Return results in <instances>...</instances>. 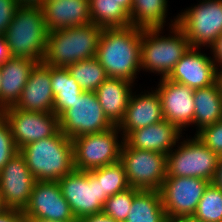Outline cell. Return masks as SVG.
Listing matches in <instances>:
<instances>
[{
  "mask_svg": "<svg viewBox=\"0 0 222 222\" xmlns=\"http://www.w3.org/2000/svg\"><path fill=\"white\" fill-rule=\"evenodd\" d=\"M141 36L142 28L132 25L103 29L96 58L109 77L134 83L141 71Z\"/></svg>",
  "mask_w": 222,
  "mask_h": 222,
  "instance_id": "cell-1",
  "label": "cell"
},
{
  "mask_svg": "<svg viewBox=\"0 0 222 222\" xmlns=\"http://www.w3.org/2000/svg\"><path fill=\"white\" fill-rule=\"evenodd\" d=\"M48 32L41 5H19L4 35L10 56L42 62Z\"/></svg>",
  "mask_w": 222,
  "mask_h": 222,
  "instance_id": "cell-2",
  "label": "cell"
},
{
  "mask_svg": "<svg viewBox=\"0 0 222 222\" xmlns=\"http://www.w3.org/2000/svg\"><path fill=\"white\" fill-rule=\"evenodd\" d=\"M19 152L37 181H58L75 169L73 142L61 131L29 143Z\"/></svg>",
  "mask_w": 222,
  "mask_h": 222,
  "instance_id": "cell-3",
  "label": "cell"
},
{
  "mask_svg": "<svg viewBox=\"0 0 222 222\" xmlns=\"http://www.w3.org/2000/svg\"><path fill=\"white\" fill-rule=\"evenodd\" d=\"M170 33L162 36L163 28H142L141 69L167 78L174 66L191 47L184 31L177 25L178 17L170 20Z\"/></svg>",
  "mask_w": 222,
  "mask_h": 222,
  "instance_id": "cell-4",
  "label": "cell"
},
{
  "mask_svg": "<svg viewBox=\"0 0 222 222\" xmlns=\"http://www.w3.org/2000/svg\"><path fill=\"white\" fill-rule=\"evenodd\" d=\"M103 31L93 23L48 32L43 62L67 68L73 63L96 57Z\"/></svg>",
  "mask_w": 222,
  "mask_h": 222,
  "instance_id": "cell-5",
  "label": "cell"
},
{
  "mask_svg": "<svg viewBox=\"0 0 222 222\" xmlns=\"http://www.w3.org/2000/svg\"><path fill=\"white\" fill-rule=\"evenodd\" d=\"M184 139L166 155L167 177H196L212 182L219 156L195 135Z\"/></svg>",
  "mask_w": 222,
  "mask_h": 222,
  "instance_id": "cell-6",
  "label": "cell"
},
{
  "mask_svg": "<svg viewBox=\"0 0 222 222\" xmlns=\"http://www.w3.org/2000/svg\"><path fill=\"white\" fill-rule=\"evenodd\" d=\"M119 132L118 126H113L104 132L73 138L75 170L89 172L120 161L124 139L118 140Z\"/></svg>",
  "mask_w": 222,
  "mask_h": 222,
  "instance_id": "cell-7",
  "label": "cell"
},
{
  "mask_svg": "<svg viewBox=\"0 0 222 222\" xmlns=\"http://www.w3.org/2000/svg\"><path fill=\"white\" fill-rule=\"evenodd\" d=\"M130 187L138 190H159L167 177L166 154L130 147L125 141L120 151Z\"/></svg>",
  "mask_w": 222,
  "mask_h": 222,
  "instance_id": "cell-8",
  "label": "cell"
},
{
  "mask_svg": "<svg viewBox=\"0 0 222 222\" xmlns=\"http://www.w3.org/2000/svg\"><path fill=\"white\" fill-rule=\"evenodd\" d=\"M177 17L191 47H209L222 34V0H202Z\"/></svg>",
  "mask_w": 222,
  "mask_h": 222,
  "instance_id": "cell-9",
  "label": "cell"
},
{
  "mask_svg": "<svg viewBox=\"0 0 222 222\" xmlns=\"http://www.w3.org/2000/svg\"><path fill=\"white\" fill-rule=\"evenodd\" d=\"M60 131L71 140L81 135L100 133L114 125L108 120L95 92H83L80 98L59 116Z\"/></svg>",
  "mask_w": 222,
  "mask_h": 222,
  "instance_id": "cell-10",
  "label": "cell"
},
{
  "mask_svg": "<svg viewBox=\"0 0 222 222\" xmlns=\"http://www.w3.org/2000/svg\"><path fill=\"white\" fill-rule=\"evenodd\" d=\"M62 195L69 203L75 218L101 213L105 201L101 180L90 172L73 170L58 180Z\"/></svg>",
  "mask_w": 222,
  "mask_h": 222,
  "instance_id": "cell-11",
  "label": "cell"
},
{
  "mask_svg": "<svg viewBox=\"0 0 222 222\" xmlns=\"http://www.w3.org/2000/svg\"><path fill=\"white\" fill-rule=\"evenodd\" d=\"M209 183L196 177H166L159 193L168 221L192 216Z\"/></svg>",
  "mask_w": 222,
  "mask_h": 222,
  "instance_id": "cell-12",
  "label": "cell"
},
{
  "mask_svg": "<svg viewBox=\"0 0 222 222\" xmlns=\"http://www.w3.org/2000/svg\"><path fill=\"white\" fill-rule=\"evenodd\" d=\"M10 125L11 133L18 150L25 145L60 131L59 117L54 112H36L6 108L1 113Z\"/></svg>",
  "mask_w": 222,
  "mask_h": 222,
  "instance_id": "cell-13",
  "label": "cell"
},
{
  "mask_svg": "<svg viewBox=\"0 0 222 222\" xmlns=\"http://www.w3.org/2000/svg\"><path fill=\"white\" fill-rule=\"evenodd\" d=\"M36 182L25 157L17 152L0 170V197L4 207L23 211Z\"/></svg>",
  "mask_w": 222,
  "mask_h": 222,
  "instance_id": "cell-14",
  "label": "cell"
},
{
  "mask_svg": "<svg viewBox=\"0 0 222 222\" xmlns=\"http://www.w3.org/2000/svg\"><path fill=\"white\" fill-rule=\"evenodd\" d=\"M24 217L45 220H71L75 216L64 199L58 181H37L24 210Z\"/></svg>",
  "mask_w": 222,
  "mask_h": 222,
  "instance_id": "cell-15",
  "label": "cell"
},
{
  "mask_svg": "<svg viewBox=\"0 0 222 222\" xmlns=\"http://www.w3.org/2000/svg\"><path fill=\"white\" fill-rule=\"evenodd\" d=\"M156 88L162 103L164 120L181 131L194 124V90L184 84L161 78ZM185 128V129H183Z\"/></svg>",
  "mask_w": 222,
  "mask_h": 222,
  "instance_id": "cell-16",
  "label": "cell"
},
{
  "mask_svg": "<svg viewBox=\"0 0 222 222\" xmlns=\"http://www.w3.org/2000/svg\"><path fill=\"white\" fill-rule=\"evenodd\" d=\"M167 79L184 84L193 90L205 88L215 83L216 67L211 56L201 53L198 47H190Z\"/></svg>",
  "mask_w": 222,
  "mask_h": 222,
  "instance_id": "cell-17",
  "label": "cell"
},
{
  "mask_svg": "<svg viewBox=\"0 0 222 222\" xmlns=\"http://www.w3.org/2000/svg\"><path fill=\"white\" fill-rule=\"evenodd\" d=\"M132 94L129 98L124 118L118 125L119 130L122 131L120 132L122 139L131 131L164 120L161 98L157 90L137 95L132 92Z\"/></svg>",
  "mask_w": 222,
  "mask_h": 222,
  "instance_id": "cell-18",
  "label": "cell"
},
{
  "mask_svg": "<svg viewBox=\"0 0 222 222\" xmlns=\"http://www.w3.org/2000/svg\"><path fill=\"white\" fill-rule=\"evenodd\" d=\"M13 107L27 111L53 112L50 65L43 61L34 65L21 96Z\"/></svg>",
  "mask_w": 222,
  "mask_h": 222,
  "instance_id": "cell-19",
  "label": "cell"
},
{
  "mask_svg": "<svg viewBox=\"0 0 222 222\" xmlns=\"http://www.w3.org/2000/svg\"><path fill=\"white\" fill-rule=\"evenodd\" d=\"M182 131L167 120L131 131L124 141L132 148L168 154L177 146Z\"/></svg>",
  "mask_w": 222,
  "mask_h": 222,
  "instance_id": "cell-20",
  "label": "cell"
},
{
  "mask_svg": "<svg viewBox=\"0 0 222 222\" xmlns=\"http://www.w3.org/2000/svg\"><path fill=\"white\" fill-rule=\"evenodd\" d=\"M41 7L48 31L91 23L89 0L43 1Z\"/></svg>",
  "mask_w": 222,
  "mask_h": 222,
  "instance_id": "cell-21",
  "label": "cell"
},
{
  "mask_svg": "<svg viewBox=\"0 0 222 222\" xmlns=\"http://www.w3.org/2000/svg\"><path fill=\"white\" fill-rule=\"evenodd\" d=\"M36 63L37 61L27 58L10 57L0 64L1 113L17 103Z\"/></svg>",
  "mask_w": 222,
  "mask_h": 222,
  "instance_id": "cell-22",
  "label": "cell"
},
{
  "mask_svg": "<svg viewBox=\"0 0 222 222\" xmlns=\"http://www.w3.org/2000/svg\"><path fill=\"white\" fill-rule=\"evenodd\" d=\"M132 84L123 78L108 77L95 91L104 114L114 126L124 118Z\"/></svg>",
  "mask_w": 222,
  "mask_h": 222,
  "instance_id": "cell-23",
  "label": "cell"
},
{
  "mask_svg": "<svg viewBox=\"0 0 222 222\" xmlns=\"http://www.w3.org/2000/svg\"><path fill=\"white\" fill-rule=\"evenodd\" d=\"M194 125L196 133L222 120V95L216 83L194 90Z\"/></svg>",
  "mask_w": 222,
  "mask_h": 222,
  "instance_id": "cell-24",
  "label": "cell"
},
{
  "mask_svg": "<svg viewBox=\"0 0 222 222\" xmlns=\"http://www.w3.org/2000/svg\"><path fill=\"white\" fill-rule=\"evenodd\" d=\"M51 87L54 95L53 112L59 117L84 92L67 68L50 66Z\"/></svg>",
  "mask_w": 222,
  "mask_h": 222,
  "instance_id": "cell-25",
  "label": "cell"
},
{
  "mask_svg": "<svg viewBox=\"0 0 222 222\" xmlns=\"http://www.w3.org/2000/svg\"><path fill=\"white\" fill-rule=\"evenodd\" d=\"M124 222H169L159 190H137Z\"/></svg>",
  "mask_w": 222,
  "mask_h": 222,
  "instance_id": "cell-26",
  "label": "cell"
},
{
  "mask_svg": "<svg viewBox=\"0 0 222 222\" xmlns=\"http://www.w3.org/2000/svg\"><path fill=\"white\" fill-rule=\"evenodd\" d=\"M167 0H133L130 23L139 28H164L167 18Z\"/></svg>",
  "mask_w": 222,
  "mask_h": 222,
  "instance_id": "cell-27",
  "label": "cell"
},
{
  "mask_svg": "<svg viewBox=\"0 0 222 222\" xmlns=\"http://www.w3.org/2000/svg\"><path fill=\"white\" fill-rule=\"evenodd\" d=\"M91 23L104 28L130 26V13L116 0H89Z\"/></svg>",
  "mask_w": 222,
  "mask_h": 222,
  "instance_id": "cell-28",
  "label": "cell"
},
{
  "mask_svg": "<svg viewBox=\"0 0 222 222\" xmlns=\"http://www.w3.org/2000/svg\"><path fill=\"white\" fill-rule=\"evenodd\" d=\"M67 69L85 92H95L109 77L96 57L73 63Z\"/></svg>",
  "mask_w": 222,
  "mask_h": 222,
  "instance_id": "cell-29",
  "label": "cell"
},
{
  "mask_svg": "<svg viewBox=\"0 0 222 222\" xmlns=\"http://www.w3.org/2000/svg\"><path fill=\"white\" fill-rule=\"evenodd\" d=\"M89 172L97 180H101L102 194L107 198L130 187L124 166L120 161Z\"/></svg>",
  "mask_w": 222,
  "mask_h": 222,
  "instance_id": "cell-30",
  "label": "cell"
},
{
  "mask_svg": "<svg viewBox=\"0 0 222 222\" xmlns=\"http://www.w3.org/2000/svg\"><path fill=\"white\" fill-rule=\"evenodd\" d=\"M192 216L202 222H222V190L210 182Z\"/></svg>",
  "mask_w": 222,
  "mask_h": 222,
  "instance_id": "cell-31",
  "label": "cell"
},
{
  "mask_svg": "<svg viewBox=\"0 0 222 222\" xmlns=\"http://www.w3.org/2000/svg\"><path fill=\"white\" fill-rule=\"evenodd\" d=\"M138 189H128L110 196L104 203L102 212L111 216L115 221L124 222L132 206L135 192Z\"/></svg>",
  "mask_w": 222,
  "mask_h": 222,
  "instance_id": "cell-32",
  "label": "cell"
},
{
  "mask_svg": "<svg viewBox=\"0 0 222 222\" xmlns=\"http://www.w3.org/2000/svg\"><path fill=\"white\" fill-rule=\"evenodd\" d=\"M17 152L10 125L0 113V170Z\"/></svg>",
  "mask_w": 222,
  "mask_h": 222,
  "instance_id": "cell-33",
  "label": "cell"
},
{
  "mask_svg": "<svg viewBox=\"0 0 222 222\" xmlns=\"http://www.w3.org/2000/svg\"><path fill=\"white\" fill-rule=\"evenodd\" d=\"M195 136L212 152L222 155V120L202 128Z\"/></svg>",
  "mask_w": 222,
  "mask_h": 222,
  "instance_id": "cell-34",
  "label": "cell"
},
{
  "mask_svg": "<svg viewBox=\"0 0 222 222\" xmlns=\"http://www.w3.org/2000/svg\"><path fill=\"white\" fill-rule=\"evenodd\" d=\"M19 5L17 0H0L1 35H5Z\"/></svg>",
  "mask_w": 222,
  "mask_h": 222,
  "instance_id": "cell-35",
  "label": "cell"
},
{
  "mask_svg": "<svg viewBox=\"0 0 222 222\" xmlns=\"http://www.w3.org/2000/svg\"><path fill=\"white\" fill-rule=\"evenodd\" d=\"M216 69L222 68V34L209 46ZM219 65V66H218Z\"/></svg>",
  "mask_w": 222,
  "mask_h": 222,
  "instance_id": "cell-36",
  "label": "cell"
},
{
  "mask_svg": "<svg viewBox=\"0 0 222 222\" xmlns=\"http://www.w3.org/2000/svg\"><path fill=\"white\" fill-rule=\"evenodd\" d=\"M0 222H25L24 213L20 210L6 208L0 213Z\"/></svg>",
  "mask_w": 222,
  "mask_h": 222,
  "instance_id": "cell-37",
  "label": "cell"
},
{
  "mask_svg": "<svg viewBox=\"0 0 222 222\" xmlns=\"http://www.w3.org/2000/svg\"><path fill=\"white\" fill-rule=\"evenodd\" d=\"M78 222H118L115 221L111 216L105 213H97L83 216L78 219Z\"/></svg>",
  "mask_w": 222,
  "mask_h": 222,
  "instance_id": "cell-38",
  "label": "cell"
},
{
  "mask_svg": "<svg viewBox=\"0 0 222 222\" xmlns=\"http://www.w3.org/2000/svg\"><path fill=\"white\" fill-rule=\"evenodd\" d=\"M8 45L4 35L0 34V64H3L10 58Z\"/></svg>",
  "mask_w": 222,
  "mask_h": 222,
  "instance_id": "cell-39",
  "label": "cell"
},
{
  "mask_svg": "<svg viewBox=\"0 0 222 222\" xmlns=\"http://www.w3.org/2000/svg\"><path fill=\"white\" fill-rule=\"evenodd\" d=\"M212 183L222 190V155L219 156L218 166L215 172V176L212 180Z\"/></svg>",
  "mask_w": 222,
  "mask_h": 222,
  "instance_id": "cell-40",
  "label": "cell"
},
{
  "mask_svg": "<svg viewBox=\"0 0 222 222\" xmlns=\"http://www.w3.org/2000/svg\"><path fill=\"white\" fill-rule=\"evenodd\" d=\"M25 222H78V218L71 219V220H57V221H52V220H45L37 217H25Z\"/></svg>",
  "mask_w": 222,
  "mask_h": 222,
  "instance_id": "cell-41",
  "label": "cell"
},
{
  "mask_svg": "<svg viewBox=\"0 0 222 222\" xmlns=\"http://www.w3.org/2000/svg\"><path fill=\"white\" fill-rule=\"evenodd\" d=\"M215 83L218 86V89L222 95V68H218L216 69V79H215Z\"/></svg>",
  "mask_w": 222,
  "mask_h": 222,
  "instance_id": "cell-42",
  "label": "cell"
},
{
  "mask_svg": "<svg viewBox=\"0 0 222 222\" xmlns=\"http://www.w3.org/2000/svg\"><path fill=\"white\" fill-rule=\"evenodd\" d=\"M170 222H202V221L194 218L193 216H182Z\"/></svg>",
  "mask_w": 222,
  "mask_h": 222,
  "instance_id": "cell-43",
  "label": "cell"
},
{
  "mask_svg": "<svg viewBox=\"0 0 222 222\" xmlns=\"http://www.w3.org/2000/svg\"><path fill=\"white\" fill-rule=\"evenodd\" d=\"M116 1L120 2V5L130 13L133 5V0H116Z\"/></svg>",
  "mask_w": 222,
  "mask_h": 222,
  "instance_id": "cell-44",
  "label": "cell"
},
{
  "mask_svg": "<svg viewBox=\"0 0 222 222\" xmlns=\"http://www.w3.org/2000/svg\"><path fill=\"white\" fill-rule=\"evenodd\" d=\"M20 5H41L43 0H17Z\"/></svg>",
  "mask_w": 222,
  "mask_h": 222,
  "instance_id": "cell-45",
  "label": "cell"
},
{
  "mask_svg": "<svg viewBox=\"0 0 222 222\" xmlns=\"http://www.w3.org/2000/svg\"><path fill=\"white\" fill-rule=\"evenodd\" d=\"M1 82H2V75L0 72V113H1Z\"/></svg>",
  "mask_w": 222,
  "mask_h": 222,
  "instance_id": "cell-46",
  "label": "cell"
},
{
  "mask_svg": "<svg viewBox=\"0 0 222 222\" xmlns=\"http://www.w3.org/2000/svg\"><path fill=\"white\" fill-rule=\"evenodd\" d=\"M6 208L4 207V204L1 201V197H0V213L3 212Z\"/></svg>",
  "mask_w": 222,
  "mask_h": 222,
  "instance_id": "cell-47",
  "label": "cell"
}]
</instances>
